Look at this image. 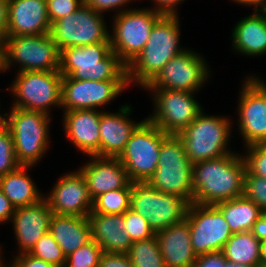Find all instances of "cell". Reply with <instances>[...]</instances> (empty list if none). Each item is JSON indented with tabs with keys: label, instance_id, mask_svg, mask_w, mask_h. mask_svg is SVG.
Wrapping results in <instances>:
<instances>
[{
	"label": "cell",
	"instance_id": "obj_1",
	"mask_svg": "<svg viewBox=\"0 0 266 267\" xmlns=\"http://www.w3.org/2000/svg\"><path fill=\"white\" fill-rule=\"evenodd\" d=\"M246 162L236 153L192 166L193 203L216 205L244 194Z\"/></svg>",
	"mask_w": 266,
	"mask_h": 267
},
{
	"label": "cell",
	"instance_id": "obj_2",
	"mask_svg": "<svg viewBox=\"0 0 266 267\" xmlns=\"http://www.w3.org/2000/svg\"><path fill=\"white\" fill-rule=\"evenodd\" d=\"M178 15H162L153 26L149 39L139 55L127 66L128 84L144 88L176 55L180 48Z\"/></svg>",
	"mask_w": 266,
	"mask_h": 267
},
{
	"label": "cell",
	"instance_id": "obj_3",
	"mask_svg": "<svg viewBox=\"0 0 266 267\" xmlns=\"http://www.w3.org/2000/svg\"><path fill=\"white\" fill-rule=\"evenodd\" d=\"M59 72L75 80L128 81L127 66L111 50L110 43L64 48Z\"/></svg>",
	"mask_w": 266,
	"mask_h": 267
},
{
	"label": "cell",
	"instance_id": "obj_4",
	"mask_svg": "<svg viewBox=\"0 0 266 267\" xmlns=\"http://www.w3.org/2000/svg\"><path fill=\"white\" fill-rule=\"evenodd\" d=\"M192 166L178 135L169 134L161 144L156 171L147 181L154 189L193 203Z\"/></svg>",
	"mask_w": 266,
	"mask_h": 267
},
{
	"label": "cell",
	"instance_id": "obj_5",
	"mask_svg": "<svg viewBox=\"0 0 266 267\" xmlns=\"http://www.w3.org/2000/svg\"><path fill=\"white\" fill-rule=\"evenodd\" d=\"M203 112L177 134L192 164L233 153L227 147L231 137L232 122L227 117L209 116Z\"/></svg>",
	"mask_w": 266,
	"mask_h": 267
},
{
	"label": "cell",
	"instance_id": "obj_6",
	"mask_svg": "<svg viewBox=\"0 0 266 267\" xmlns=\"http://www.w3.org/2000/svg\"><path fill=\"white\" fill-rule=\"evenodd\" d=\"M8 118L17 162L24 166L35 165L48 149L50 116L12 107Z\"/></svg>",
	"mask_w": 266,
	"mask_h": 267
},
{
	"label": "cell",
	"instance_id": "obj_7",
	"mask_svg": "<svg viewBox=\"0 0 266 267\" xmlns=\"http://www.w3.org/2000/svg\"><path fill=\"white\" fill-rule=\"evenodd\" d=\"M162 15L154 9L119 10L114 16L111 50L128 66L145 47L151 30Z\"/></svg>",
	"mask_w": 266,
	"mask_h": 267
},
{
	"label": "cell",
	"instance_id": "obj_8",
	"mask_svg": "<svg viewBox=\"0 0 266 267\" xmlns=\"http://www.w3.org/2000/svg\"><path fill=\"white\" fill-rule=\"evenodd\" d=\"M169 134L147 119L136 128L118 157L132 182H147L158 166L163 140Z\"/></svg>",
	"mask_w": 266,
	"mask_h": 267
},
{
	"label": "cell",
	"instance_id": "obj_9",
	"mask_svg": "<svg viewBox=\"0 0 266 267\" xmlns=\"http://www.w3.org/2000/svg\"><path fill=\"white\" fill-rule=\"evenodd\" d=\"M188 206L183 198L160 192L148 182H132L130 208L145 217L155 233L182 222Z\"/></svg>",
	"mask_w": 266,
	"mask_h": 267
},
{
	"label": "cell",
	"instance_id": "obj_10",
	"mask_svg": "<svg viewBox=\"0 0 266 267\" xmlns=\"http://www.w3.org/2000/svg\"><path fill=\"white\" fill-rule=\"evenodd\" d=\"M62 74L59 71H22L12 82L10 91L17 98L12 107L43 112L61 107Z\"/></svg>",
	"mask_w": 266,
	"mask_h": 267
},
{
	"label": "cell",
	"instance_id": "obj_11",
	"mask_svg": "<svg viewBox=\"0 0 266 267\" xmlns=\"http://www.w3.org/2000/svg\"><path fill=\"white\" fill-rule=\"evenodd\" d=\"M60 56L49 33L30 36L5 37V71L19 63L22 71H59Z\"/></svg>",
	"mask_w": 266,
	"mask_h": 267
},
{
	"label": "cell",
	"instance_id": "obj_12",
	"mask_svg": "<svg viewBox=\"0 0 266 267\" xmlns=\"http://www.w3.org/2000/svg\"><path fill=\"white\" fill-rule=\"evenodd\" d=\"M103 14L83 3L77 11L51 24L50 35L59 50L66 47L110 43Z\"/></svg>",
	"mask_w": 266,
	"mask_h": 267
},
{
	"label": "cell",
	"instance_id": "obj_13",
	"mask_svg": "<svg viewBox=\"0 0 266 267\" xmlns=\"http://www.w3.org/2000/svg\"><path fill=\"white\" fill-rule=\"evenodd\" d=\"M154 93L153 115L145 118L164 133L177 135L202 112L193 92L147 89Z\"/></svg>",
	"mask_w": 266,
	"mask_h": 267
},
{
	"label": "cell",
	"instance_id": "obj_14",
	"mask_svg": "<svg viewBox=\"0 0 266 267\" xmlns=\"http://www.w3.org/2000/svg\"><path fill=\"white\" fill-rule=\"evenodd\" d=\"M185 219L190 224L191 244L197 256L222 251L231 237L230 226L216 205L192 203Z\"/></svg>",
	"mask_w": 266,
	"mask_h": 267
},
{
	"label": "cell",
	"instance_id": "obj_15",
	"mask_svg": "<svg viewBox=\"0 0 266 267\" xmlns=\"http://www.w3.org/2000/svg\"><path fill=\"white\" fill-rule=\"evenodd\" d=\"M205 59L198 53L185 49L172 58L144 89H170L196 92L208 78Z\"/></svg>",
	"mask_w": 266,
	"mask_h": 267
},
{
	"label": "cell",
	"instance_id": "obj_16",
	"mask_svg": "<svg viewBox=\"0 0 266 267\" xmlns=\"http://www.w3.org/2000/svg\"><path fill=\"white\" fill-rule=\"evenodd\" d=\"M238 104L239 132L245 147L266 143V84L248 76L242 85Z\"/></svg>",
	"mask_w": 266,
	"mask_h": 267
},
{
	"label": "cell",
	"instance_id": "obj_17",
	"mask_svg": "<svg viewBox=\"0 0 266 267\" xmlns=\"http://www.w3.org/2000/svg\"><path fill=\"white\" fill-rule=\"evenodd\" d=\"M128 81L75 80L62 76L61 107L65 111L96 109L115 99Z\"/></svg>",
	"mask_w": 266,
	"mask_h": 267
},
{
	"label": "cell",
	"instance_id": "obj_18",
	"mask_svg": "<svg viewBox=\"0 0 266 267\" xmlns=\"http://www.w3.org/2000/svg\"><path fill=\"white\" fill-rule=\"evenodd\" d=\"M49 194L44 198L54 214L86 217L91 213L92 199L79 169L59 178Z\"/></svg>",
	"mask_w": 266,
	"mask_h": 267
},
{
	"label": "cell",
	"instance_id": "obj_19",
	"mask_svg": "<svg viewBox=\"0 0 266 267\" xmlns=\"http://www.w3.org/2000/svg\"><path fill=\"white\" fill-rule=\"evenodd\" d=\"M91 161L80 167L92 201L108 191L132 188L126 169L118 158L90 156Z\"/></svg>",
	"mask_w": 266,
	"mask_h": 267
},
{
	"label": "cell",
	"instance_id": "obj_20",
	"mask_svg": "<svg viewBox=\"0 0 266 267\" xmlns=\"http://www.w3.org/2000/svg\"><path fill=\"white\" fill-rule=\"evenodd\" d=\"M52 214L45 198L32 205L15 208L11 221L19 254L29 253L35 243L49 231Z\"/></svg>",
	"mask_w": 266,
	"mask_h": 267
},
{
	"label": "cell",
	"instance_id": "obj_21",
	"mask_svg": "<svg viewBox=\"0 0 266 267\" xmlns=\"http://www.w3.org/2000/svg\"><path fill=\"white\" fill-rule=\"evenodd\" d=\"M6 36L50 33L51 23L46 0H9Z\"/></svg>",
	"mask_w": 266,
	"mask_h": 267
},
{
	"label": "cell",
	"instance_id": "obj_22",
	"mask_svg": "<svg viewBox=\"0 0 266 267\" xmlns=\"http://www.w3.org/2000/svg\"><path fill=\"white\" fill-rule=\"evenodd\" d=\"M66 137L88 156L100 157V116L97 109L65 111L63 115Z\"/></svg>",
	"mask_w": 266,
	"mask_h": 267
},
{
	"label": "cell",
	"instance_id": "obj_23",
	"mask_svg": "<svg viewBox=\"0 0 266 267\" xmlns=\"http://www.w3.org/2000/svg\"><path fill=\"white\" fill-rule=\"evenodd\" d=\"M132 108L123 105L117 113L101 112L100 116V157L118 158L124 151L132 133L143 122L130 120Z\"/></svg>",
	"mask_w": 266,
	"mask_h": 267
},
{
	"label": "cell",
	"instance_id": "obj_24",
	"mask_svg": "<svg viewBox=\"0 0 266 267\" xmlns=\"http://www.w3.org/2000/svg\"><path fill=\"white\" fill-rule=\"evenodd\" d=\"M166 267H193L197 255L191 244L190 224L184 219L156 233Z\"/></svg>",
	"mask_w": 266,
	"mask_h": 267
},
{
	"label": "cell",
	"instance_id": "obj_25",
	"mask_svg": "<svg viewBox=\"0 0 266 267\" xmlns=\"http://www.w3.org/2000/svg\"><path fill=\"white\" fill-rule=\"evenodd\" d=\"M91 238L108 253H127L133 244L123 229L124 214L90 213L88 216Z\"/></svg>",
	"mask_w": 266,
	"mask_h": 267
},
{
	"label": "cell",
	"instance_id": "obj_26",
	"mask_svg": "<svg viewBox=\"0 0 266 267\" xmlns=\"http://www.w3.org/2000/svg\"><path fill=\"white\" fill-rule=\"evenodd\" d=\"M255 10L238 21L232 32L234 50L247 56L266 54V13Z\"/></svg>",
	"mask_w": 266,
	"mask_h": 267
},
{
	"label": "cell",
	"instance_id": "obj_27",
	"mask_svg": "<svg viewBox=\"0 0 266 267\" xmlns=\"http://www.w3.org/2000/svg\"><path fill=\"white\" fill-rule=\"evenodd\" d=\"M49 232L62 248L66 257L92 239L87 216L80 217L53 213Z\"/></svg>",
	"mask_w": 266,
	"mask_h": 267
},
{
	"label": "cell",
	"instance_id": "obj_28",
	"mask_svg": "<svg viewBox=\"0 0 266 267\" xmlns=\"http://www.w3.org/2000/svg\"><path fill=\"white\" fill-rule=\"evenodd\" d=\"M33 166L20 165L15 171L0 177V189L15 207L35 204L44 198L27 174Z\"/></svg>",
	"mask_w": 266,
	"mask_h": 267
},
{
	"label": "cell",
	"instance_id": "obj_29",
	"mask_svg": "<svg viewBox=\"0 0 266 267\" xmlns=\"http://www.w3.org/2000/svg\"><path fill=\"white\" fill-rule=\"evenodd\" d=\"M216 206L224 215L232 234L252 231L254 223L264 213L255 202L244 195L220 202Z\"/></svg>",
	"mask_w": 266,
	"mask_h": 267
},
{
	"label": "cell",
	"instance_id": "obj_30",
	"mask_svg": "<svg viewBox=\"0 0 266 267\" xmlns=\"http://www.w3.org/2000/svg\"><path fill=\"white\" fill-rule=\"evenodd\" d=\"M260 241L251 231L234 233L223 247L228 261L243 265L258 266L260 261Z\"/></svg>",
	"mask_w": 266,
	"mask_h": 267
},
{
	"label": "cell",
	"instance_id": "obj_31",
	"mask_svg": "<svg viewBox=\"0 0 266 267\" xmlns=\"http://www.w3.org/2000/svg\"><path fill=\"white\" fill-rule=\"evenodd\" d=\"M126 254L133 267H166L156 236L133 242Z\"/></svg>",
	"mask_w": 266,
	"mask_h": 267
},
{
	"label": "cell",
	"instance_id": "obj_32",
	"mask_svg": "<svg viewBox=\"0 0 266 267\" xmlns=\"http://www.w3.org/2000/svg\"><path fill=\"white\" fill-rule=\"evenodd\" d=\"M132 188L108 191L92 201L91 213L124 214L130 209Z\"/></svg>",
	"mask_w": 266,
	"mask_h": 267
},
{
	"label": "cell",
	"instance_id": "obj_33",
	"mask_svg": "<svg viewBox=\"0 0 266 267\" xmlns=\"http://www.w3.org/2000/svg\"><path fill=\"white\" fill-rule=\"evenodd\" d=\"M28 254L37 259L51 263L56 267H64L66 261V256L64 255L62 248L54 240L49 231L35 243L34 247Z\"/></svg>",
	"mask_w": 266,
	"mask_h": 267
},
{
	"label": "cell",
	"instance_id": "obj_34",
	"mask_svg": "<svg viewBox=\"0 0 266 267\" xmlns=\"http://www.w3.org/2000/svg\"><path fill=\"white\" fill-rule=\"evenodd\" d=\"M103 252L102 248L91 239L66 257L64 267H98Z\"/></svg>",
	"mask_w": 266,
	"mask_h": 267
},
{
	"label": "cell",
	"instance_id": "obj_35",
	"mask_svg": "<svg viewBox=\"0 0 266 267\" xmlns=\"http://www.w3.org/2000/svg\"><path fill=\"white\" fill-rule=\"evenodd\" d=\"M123 229L129 234L132 242L146 240L156 236L145 217L136 213L131 208L124 213Z\"/></svg>",
	"mask_w": 266,
	"mask_h": 267
},
{
	"label": "cell",
	"instance_id": "obj_36",
	"mask_svg": "<svg viewBox=\"0 0 266 267\" xmlns=\"http://www.w3.org/2000/svg\"><path fill=\"white\" fill-rule=\"evenodd\" d=\"M266 212V179L252 175L247 169L244 175V194Z\"/></svg>",
	"mask_w": 266,
	"mask_h": 267
},
{
	"label": "cell",
	"instance_id": "obj_37",
	"mask_svg": "<svg viewBox=\"0 0 266 267\" xmlns=\"http://www.w3.org/2000/svg\"><path fill=\"white\" fill-rule=\"evenodd\" d=\"M19 166L15 157L13 137L8 129L0 135V177L15 171Z\"/></svg>",
	"mask_w": 266,
	"mask_h": 267
},
{
	"label": "cell",
	"instance_id": "obj_38",
	"mask_svg": "<svg viewBox=\"0 0 266 267\" xmlns=\"http://www.w3.org/2000/svg\"><path fill=\"white\" fill-rule=\"evenodd\" d=\"M248 154L243 156L246 169L252 174L266 179V143L246 147Z\"/></svg>",
	"mask_w": 266,
	"mask_h": 267
},
{
	"label": "cell",
	"instance_id": "obj_39",
	"mask_svg": "<svg viewBox=\"0 0 266 267\" xmlns=\"http://www.w3.org/2000/svg\"><path fill=\"white\" fill-rule=\"evenodd\" d=\"M50 23L78 10L84 0H46Z\"/></svg>",
	"mask_w": 266,
	"mask_h": 267
},
{
	"label": "cell",
	"instance_id": "obj_40",
	"mask_svg": "<svg viewBox=\"0 0 266 267\" xmlns=\"http://www.w3.org/2000/svg\"><path fill=\"white\" fill-rule=\"evenodd\" d=\"M98 267H133L125 253L103 252Z\"/></svg>",
	"mask_w": 266,
	"mask_h": 267
},
{
	"label": "cell",
	"instance_id": "obj_41",
	"mask_svg": "<svg viewBox=\"0 0 266 267\" xmlns=\"http://www.w3.org/2000/svg\"><path fill=\"white\" fill-rule=\"evenodd\" d=\"M226 258L222 251L197 256L193 267H225Z\"/></svg>",
	"mask_w": 266,
	"mask_h": 267
},
{
	"label": "cell",
	"instance_id": "obj_42",
	"mask_svg": "<svg viewBox=\"0 0 266 267\" xmlns=\"http://www.w3.org/2000/svg\"><path fill=\"white\" fill-rule=\"evenodd\" d=\"M8 267H56L55 265L48 263L44 260L37 259L28 253L17 254V256L11 261ZM6 265H3V267Z\"/></svg>",
	"mask_w": 266,
	"mask_h": 267
},
{
	"label": "cell",
	"instance_id": "obj_43",
	"mask_svg": "<svg viewBox=\"0 0 266 267\" xmlns=\"http://www.w3.org/2000/svg\"><path fill=\"white\" fill-rule=\"evenodd\" d=\"M132 0H84V3L90 6L96 12L102 14L107 10L118 9L126 6L127 3H130Z\"/></svg>",
	"mask_w": 266,
	"mask_h": 267
},
{
	"label": "cell",
	"instance_id": "obj_44",
	"mask_svg": "<svg viewBox=\"0 0 266 267\" xmlns=\"http://www.w3.org/2000/svg\"><path fill=\"white\" fill-rule=\"evenodd\" d=\"M184 0H153L157 7L153 8L161 15H178L175 7Z\"/></svg>",
	"mask_w": 266,
	"mask_h": 267
},
{
	"label": "cell",
	"instance_id": "obj_45",
	"mask_svg": "<svg viewBox=\"0 0 266 267\" xmlns=\"http://www.w3.org/2000/svg\"><path fill=\"white\" fill-rule=\"evenodd\" d=\"M15 212V207L11 204L8 197L0 189V223L11 220Z\"/></svg>",
	"mask_w": 266,
	"mask_h": 267
},
{
	"label": "cell",
	"instance_id": "obj_46",
	"mask_svg": "<svg viewBox=\"0 0 266 267\" xmlns=\"http://www.w3.org/2000/svg\"><path fill=\"white\" fill-rule=\"evenodd\" d=\"M251 232L260 242L266 241V212L257 219Z\"/></svg>",
	"mask_w": 266,
	"mask_h": 267
},
{
	"label": "cell",
	"instance_id": "obj_47",
	"mask_svg": "<svg viewBox=\"0 0 266 267\" xmlns=\"http://www.w3.org/2000/svg\"><path fill=\"white\" fill-rule=\"evenodd\" d=\"M8 2L9 0H0V37H6L8 26Z\"/></svg>",
	"mask_w": 266,
	"mask_h": 267
},
{
	"label": "cell",
	"instance_id": "obj_48",
	"mask_svg": "<svg viewBox=\"0 0 266 267\" xmlns=\"http://www.w3.org/2000/svg\"><path fill=\"white\" fill-rule=\"evenodd\" d=\"M5 70V38L0 37V72Z\"/></svg>",
	"mask_w": 266,
	"mask_h": 267
},
{
	"label": "cell",
	"instance_id": "obj_49",
	"mask_svg": "<svg viewBox=\"0 0 266 267\" xmlns=\"http://www.w3.org/2000/svg\"><path fill=\"white\" fill-rule=\"evenodd\" d=\"M7 117H9V112L5 113L3 116L0 113V135L8 130L9 118Z\"/></svg>",
	"mask_w": 266,
	"mask_h": 267
},
{
	"label": "cell",
	"instance_id": "obj_50",
	"mask_svg": "<svg viewBox=\"0 0 266 267\" xmlns=\"http://www.w3.org/2000/svg\"><path fill=\"white\" fill-rule=\"evenodd\" d=\"M260 261L261 263H266V241L260 242Z\"/></svg>",
	"mask_w": 266,
	"mask_h": 267
},
{
	"label": "cell",
	"instance_id": "obj_51",
	"mask_svg": "<svg viewBox=\"0 0 266 267\" xmlns=\"http://www.w3.org/2000/svg\"><path fill=\"white\" fill-rule=\"evenodd\" d=\"M252 6H254L255 10L261 11L266 7V0H252Z\"/></svg>",
	"mask_w": 266,
	"mask_h": 267
},
{
	"label": "cell",
	"instance_id": "obj_52",
	"mask_svg": "<svg viewBox=\"0 0 266 267\" xmlns=\"http://www.w3.org/2000/svg\"><path fill=\"white\" fill-rule=\"evenodd\" d=\"M225 267H257V266L243 265L240 263H234L226 260Z\"/></svg>",
	"mask_w": 266,
	"mask_h": 267
},
{
	"label": "cell",
	"instance_id": "obj_53",
	"mask_svg": "<svg viewBox=\"0 0 266 267\" xmlns=\"http://www.w3.org/2000/svg\"><path fill=\"white\" fill-rule=\"evenodd\" d=\"M234 2L238 4H244V5H249L252 6V0H233Z\"/></svg>",
	"mask_w": 266,
	"mask_h": 267
},
{
	"label": "cell",
	"instance_id": "obj_54",
	"mask_svg": "<svg viewBox=\"0 0 266 267\" xmlns=\"http://www.w3.org/2000/svg\"><path fill=\"white\" fill-rule=\"evenodd\" d=\"M0 255H1V251H0ZM2 261H4V260H2V257L0 256V267H3V265H4Z\"/></svg>",
	"mask_w": 266,
	"mask_h": 267
},
{
	"label": "cell",
	"instance_id": "obj_55",
	"mask_svg": "<svg viewBox=\"0 0 266 267\" xmlns=\"http://www.w3.org/2000/svg\"><path fill=\"white\" fill-rule=\"evenodd\" d=\"M257 267H266V263H260Z\"/></svg>",
	"mask_w": 266,
	"mask_h": 267
}]
</instances>
